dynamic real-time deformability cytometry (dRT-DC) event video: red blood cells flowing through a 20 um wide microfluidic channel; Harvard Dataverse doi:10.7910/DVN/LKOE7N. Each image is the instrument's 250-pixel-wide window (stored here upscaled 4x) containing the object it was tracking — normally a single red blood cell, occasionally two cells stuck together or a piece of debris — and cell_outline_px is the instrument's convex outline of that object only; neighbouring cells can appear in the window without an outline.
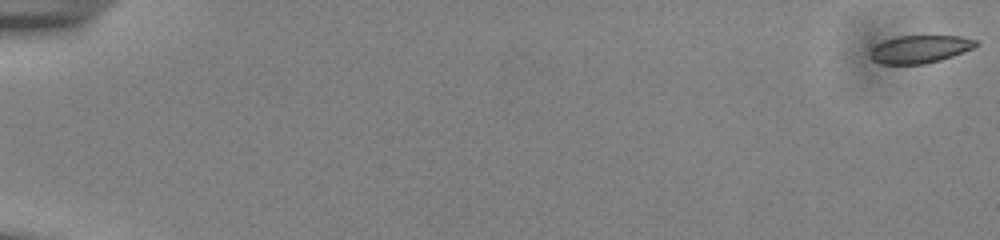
{"species": "common noctule bat (a hibernating species)", "species_latin": "Nyctalus noctula", "temperature_condition": "cold", "stored_images_in_passage": 55, "camera_frame_rate_fps": 3000, "um_per_image_px": 0.085, "animal": {"sex": "male", "body_mass_g": 13.0, "forearm_length_mm": 53.1}, "frame": {"image": 1, "passage_image": 1, "time_ms": 0.0, "image_size_px": [1000, 240], "cell_outline_px": [[980, 44], [964, 52], [940, 60], [924, 64], [880, 64], [872, 60], [872, 48], [876, 44], [884, 40], [896, 36], [960, 36], [976, 40]], "centroid_in_image_um": [78.2, 4.17], "position_along_channel_um": 6.8, "area_um2": 17.05}}
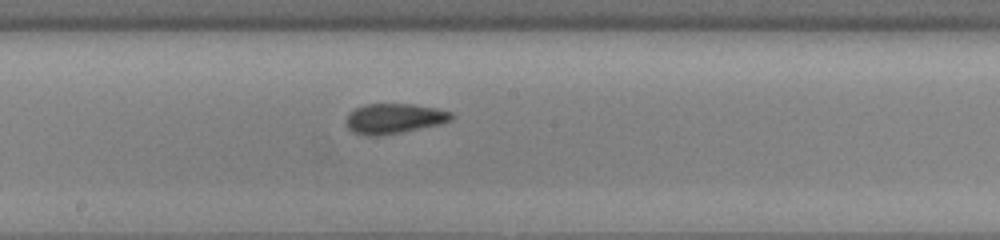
{"frame": {"image": 2, "passage_image": 32, "time_ms": 10.333, "image_size_px": [1000, 240], "cell_outline_px": [[456, 116], [452, 120], [440, 124], [380, 136], [364, 136], [352, 132], [344, 124], [344, 120], [348, 112], [364, 104], [412, 104], [436, 108], [452, 112]], "centroid_in_image_um": [33.45, 10.08], "position_along_channel_um": 214.7, "area_um2": 18.79}}
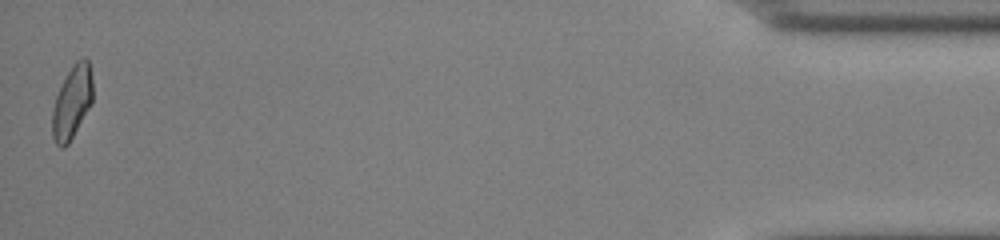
{"frame": {"image": 3, "passage_image": 55, "time_ms": 18.0, "image_size_px": [1000, 240], "cell_outline_px": [[92, 104], [68, 144], [64, 148], [60, 148], [56, 144], [52, 136], [52, 108], [56, 96], [72, 64], [76, 60], [84, 56], [88, 60], [92, 80]], "centroid_in_image_um": [6.12, 8.7], "position_along_channel_um": 429.1, "area_um2": 17.22}, "authors_computed_cell_mechanics": {"area_um2": 17.8602, "velocity_mm_per_s": 3.874, "shape_relaxation_time_tau1_ms": 11.1417, "shape_relaxation_time_tau2_ms": 2.0935, "deformation_change_tau1": 0.1864, "deformation_change_tau2": 0.0603}}